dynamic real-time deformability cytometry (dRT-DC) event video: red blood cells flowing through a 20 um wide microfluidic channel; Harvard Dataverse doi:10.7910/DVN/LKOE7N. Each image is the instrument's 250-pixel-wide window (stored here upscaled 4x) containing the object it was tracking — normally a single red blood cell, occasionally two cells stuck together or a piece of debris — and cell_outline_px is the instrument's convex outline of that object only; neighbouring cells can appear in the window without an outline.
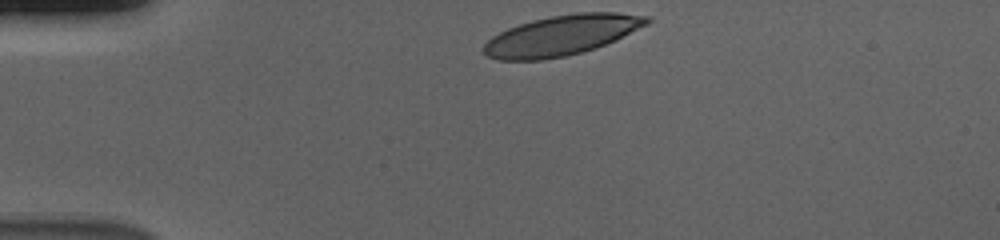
{"species": "human", "species_latin": "Homo sapiens", "temperature_condition": "cold", "stored_images_in_passage": 36, "camera_frame_rate_fps": 3000, "um_per_image_px": 0.085, "donor": {"sex": "male"}, "frame": {"image": 1, "passage_image": 1, "time_ms": 0.0, "image_size_px": [1000, 240], "cell_outline_px": [[652, 20], [648, 24], [596, 48], [564, 56], [540, 60], [496, 60], [488, 56], [484, 52], [484, 44], [492, 36], [508, 28], [532, 20], [552, 16], [576, 12], [616, 12], [652, 16]], "centroid_in_image_um": [47.75, 2.99], "position_along_channel_um": 37.2, "area_um2": 37.92}}
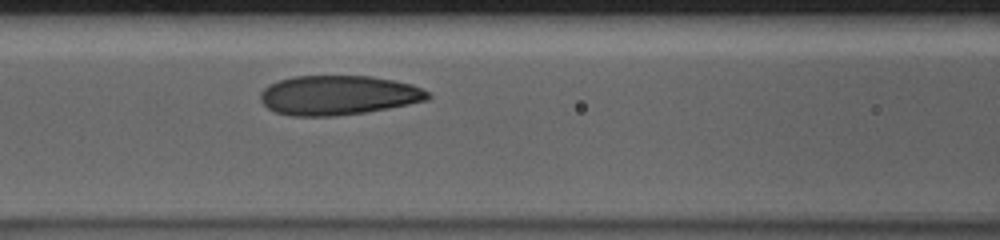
{"frame": {"image": 2, "passage_image": 13, "time_ms": 4.0, "image_size_px": [1000, 240], "cell_outline_px": [[432, 96], [428, 100], [388, 108], [364, 112], [336, 116], [292, 116], [276, 112], [268, 108], [260, 100], [260, 92], [264, 88], [280, 80], [292, 76], [372, 76], [412, 84], [428, 92]], "centroid_in_image_um": [28.75, 8.09], "position_along_channel_um": 137.9, "area_um2": 38.44}}
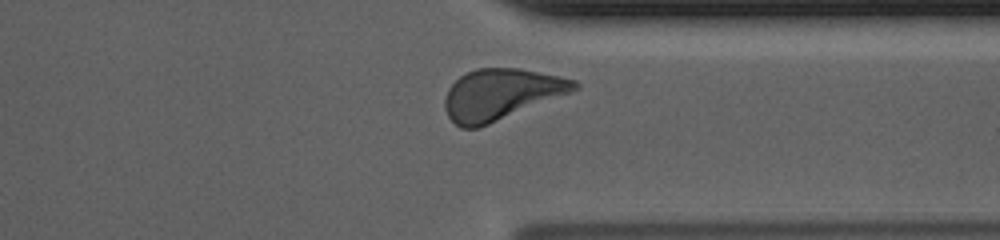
{"frame": {"image": 3, "passage_image": 32, "time_ms": 10.333, "image_size_px": [1000, 240], "cell_outline_px": [[580, 88], [572, 92], [480, 128], [460, 128], [448, 116], [444, 108], [444, 100], [448, 88], [460, 76], [476, 68], [516, 68], [576, 80], [580, 84]], "centroid_in_image_um": [42.57, 8.03], "position_along_channel_um": 368.8, "area_um2": 38.38}, "authors_computed_cell_mechanics": {"area_um2": 38.3214, "velocity_mm_per_s": 3.6538, "shape_relaxation_time_tau1_ms": 3.8563, "shape_relaxation_time_tau2_ms": 1.1328, "deformation_change_tau1": 0.1559, "deformation_change_tau2": 0.0777}}